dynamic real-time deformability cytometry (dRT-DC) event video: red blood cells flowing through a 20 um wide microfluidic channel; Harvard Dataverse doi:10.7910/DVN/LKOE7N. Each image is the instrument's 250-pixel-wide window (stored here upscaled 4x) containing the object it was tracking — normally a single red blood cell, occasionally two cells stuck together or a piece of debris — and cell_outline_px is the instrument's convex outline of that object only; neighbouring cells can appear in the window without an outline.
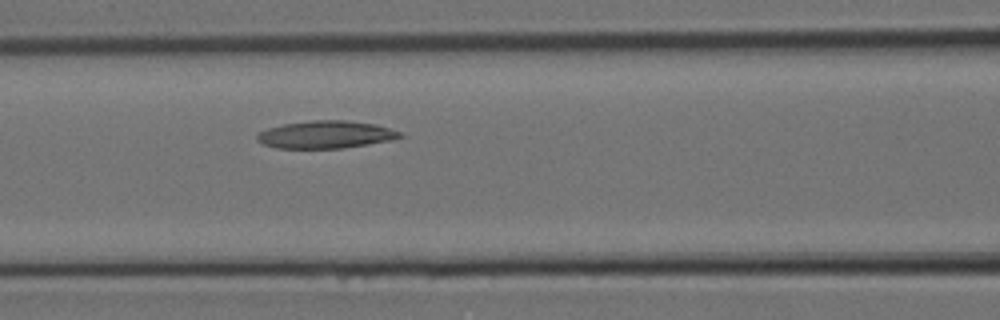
{"species": "Egyptian fruit bat (a non-hibernating species)", "species_latin": "Rousettus aegyptiacus", "temperature_condition": "room temperature", "stored_images_in_passage": 3, "camera_frame_rate_fps": 3000, "um_per_image_px": 0.085, "animal": {"sex": "female"}, "frame": {"image": 1, "passage_image": 3, "time_ms": 0.667, "image_size_px": [1000, 320], "cell_outline_px": [[404, 136], [392, 140], [344, 148], [276, 148], [264, 144], [256, 140], [256, 136], [260, 132], [268, 128], [284, 124], [312, 120], [344, 120], [376, 124], [404, 132]], "centroid_in_image_um": [27.74, 11.44], "position_along_channel_um": 138.9, "area_um2": 23.0}}